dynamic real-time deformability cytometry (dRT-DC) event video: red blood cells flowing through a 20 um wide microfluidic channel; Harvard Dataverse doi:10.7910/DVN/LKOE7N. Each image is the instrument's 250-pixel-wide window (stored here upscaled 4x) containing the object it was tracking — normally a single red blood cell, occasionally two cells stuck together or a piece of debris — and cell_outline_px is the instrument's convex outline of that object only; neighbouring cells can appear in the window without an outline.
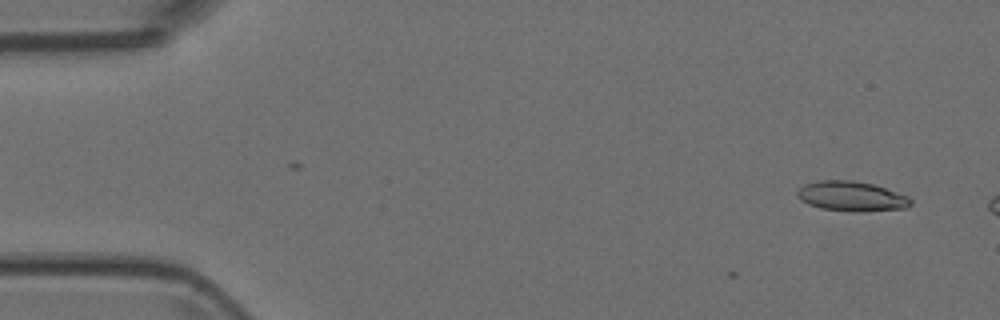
{"species": "Egyptian fruit bat (a non-hibernating species)", "species_latin": "Rousettus aegyptiacus", "temperature_condition": "room temperature", "stored_images_in_passage": 6, "segment_of_instrument_passage": [1, 2], "camera_frame_rate_fps": 3000, "um_per_image_px": 0.085, "animal": {"sex": "female"}, "frame": {"image": 1, "passage_image": 1, "time_ms": 0.0, "image_size_px": [1000, 320], "cell_outline_px": [[912, 204], [908, 208], [864, 212], [852, 212], [820, 208], [808, 204], [800, 200], [796, 196], [796, 192], [804, 184], [820, 180], [852, 180], [872, 184], [908, 196], [912, 200]], "centroid_in_image_um": [72.37, 16.7], "position_along_channel_um": 12.6, "area_um2": 19.94}}
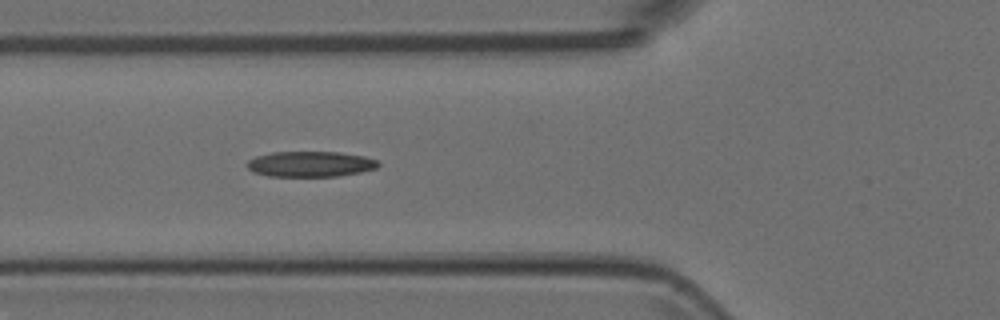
{"frame": {"image": 2, "passage_image": 5, "time_ms": 1.333, "image_size_px": [1000, 320], "cell_outline_px": [[380, 164], [376, 168], [360, 172], [340, 176], [268, 176], [252, 172], [244, 164], [248, 160], [256, 156], [272, 152], [340, 152], [364, 156], [380, 160]], "centroid_in_image_um": [26.37, 13.94], "position_along_channel_um": 99.4, "area_um2": 19.71}}